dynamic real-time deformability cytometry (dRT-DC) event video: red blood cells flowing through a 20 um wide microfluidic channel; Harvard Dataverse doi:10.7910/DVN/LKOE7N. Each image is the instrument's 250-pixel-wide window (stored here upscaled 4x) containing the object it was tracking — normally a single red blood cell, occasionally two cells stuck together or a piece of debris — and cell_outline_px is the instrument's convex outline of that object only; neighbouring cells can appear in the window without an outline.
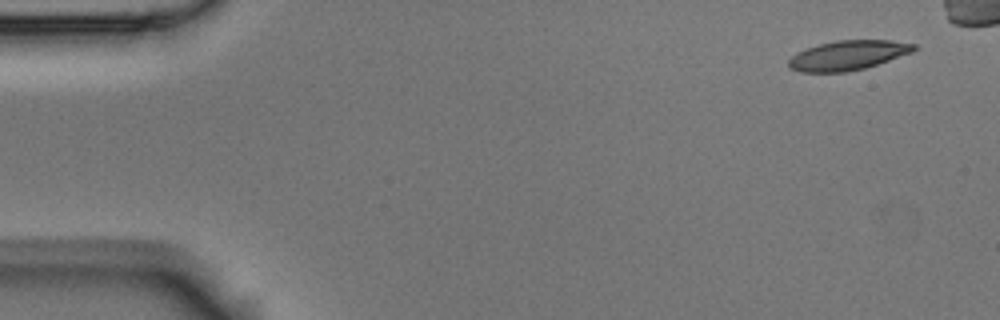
{"species": "Egyptian fruit bat (a non-hibernating species)", "species_latin": "Rousettus aegyptiacus", "temperature_condition": "room temperature", "stored_images_in_passage": 5, "camera_frame_rate_fps": 3000, "um_per_image_px": 0.085, "animal": {"sex": "male"}, "frame": {"image": 1, "passage_image": 1, "time_ms": 0.0, "image_size_px": [1000, 320], "cell_outline_px": [[916, 48], [912, 52], [864, 68], [848, 72], [800, 72], [788, 68], [788, 60], [796, 52], [820, 44], [836, 40], [892, 40], [916, 44]], "centroid_in_image_um": [72.04, 4.7], "position_along_channel_um": 13.0, "area_um2": 21.5}}